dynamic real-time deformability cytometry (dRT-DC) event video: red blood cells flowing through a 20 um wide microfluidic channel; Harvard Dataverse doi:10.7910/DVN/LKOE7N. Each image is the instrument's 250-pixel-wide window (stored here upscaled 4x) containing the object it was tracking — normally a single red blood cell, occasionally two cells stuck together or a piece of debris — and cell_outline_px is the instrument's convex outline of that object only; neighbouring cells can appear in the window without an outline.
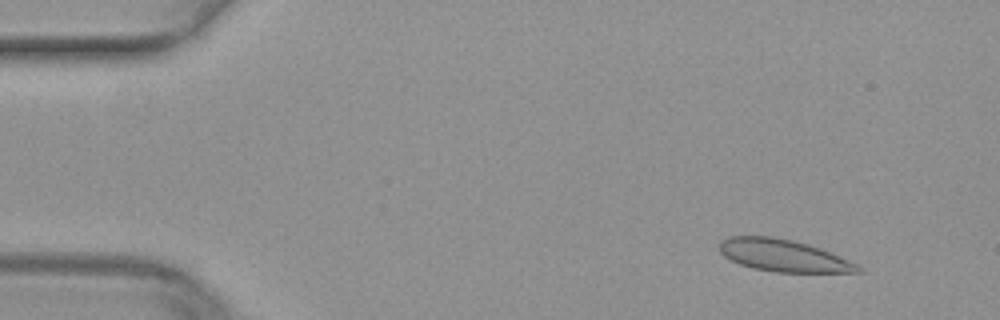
{"species": "common noctule bat (a hibernating species)", "species_latin": "Nyctalus noctula", "temperature_condition": "warm", "stored_images_in_passage": 10, "camera_frame_rate_fps": 3000, "um_per_image_px": 0.085, "animal": {"sex": "female", "body_mass_g": 29.2, "forearm_length_mm": 56.3}, "frame": {"image": 1, "passage_image": 1, "time_ms": 0.0, "image_size_px": [1000, 320], "cell_outline_px": [[864, 272], [776, 272], [752, 268], [740, 264], [724, 256], [720, 252], [720, 240], [728, 236], [772, 236], [792, 240], [808, 244], [820, 248], [860, 264], [864, 268]], "centroid_in_image_um": [66.63, 21.72], "position_along_channel_um": 18.4, "area_um2": 26.07}}